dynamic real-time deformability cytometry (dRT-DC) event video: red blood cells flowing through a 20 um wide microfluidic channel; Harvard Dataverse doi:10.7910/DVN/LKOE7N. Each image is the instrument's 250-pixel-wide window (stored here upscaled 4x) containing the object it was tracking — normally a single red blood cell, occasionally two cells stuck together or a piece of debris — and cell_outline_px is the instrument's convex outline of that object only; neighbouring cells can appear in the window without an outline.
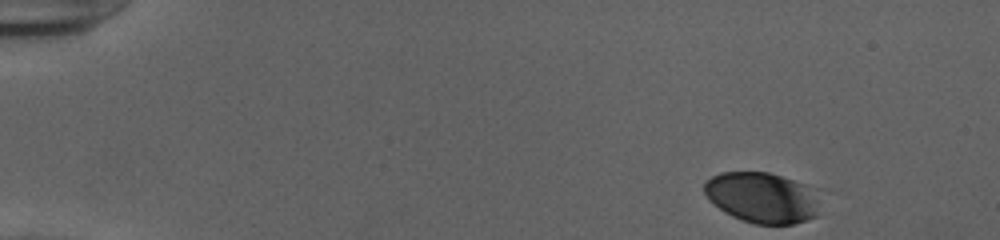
{"species": "human", "species_latin": "Homo sapiens", "temperature_condition": "cold", "stored_images_in_passage": 45, "camera_frame_rate_fps": 3000, "um_per_image_px": 0.085, "donor": {"sex": "female"}, "frame": {"image": 1, "passage_image": 1, "time_ms": 0.0, "image_size_px": [1000, 240], "cell_outline_px": [[820, 216], [792, 224], [756, 224], [732, 216], [724, 212], [708, 200], [704, 192], [704, 180], [720, 172], [768, 172], [820, 188]], "centroid_in_image_um": [64.87, 16.79], "position_along_channel_um": 20.1, "area_um2": 35.14}}
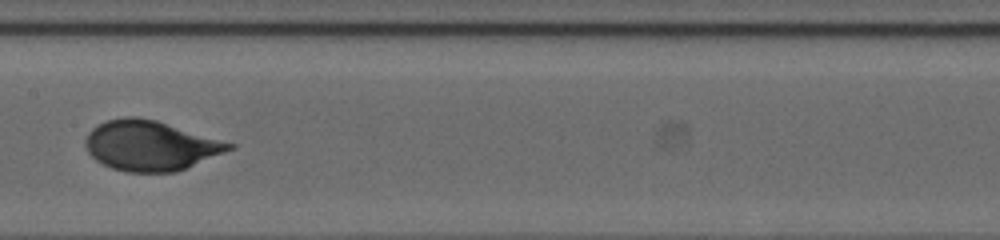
{"frame": {"image": 2, "passage_image": 24, "time_ms": 7.667, "image_size_px": [1000, 240], "cell_outline_px": [[236, 148], [176, 172], [128, 172], [112, 168], [96, 160], [88, 152], [84, 144], [84, 140], [88, 132], [92, 128], [108, 120], [124, 116], [136, 116], [156, 120], [236, 144]], "centroid_in_image_um": [12.79, 12.37], "position_along_channel_um": 194.6, "area_um2": 41.85}}
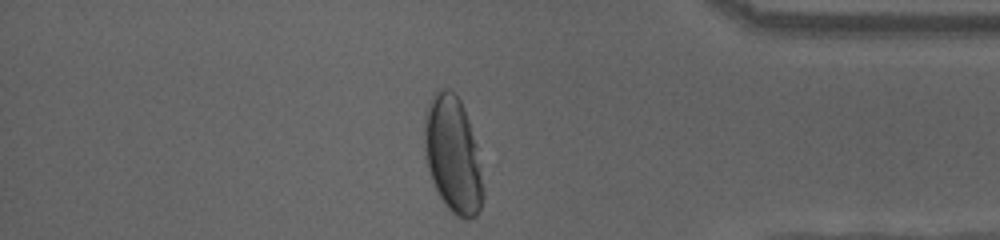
{"frame": {"image": 3, "passage_image": 41, "time_ms": 13.333, "image_size_px": [1000, 240], "cell_outline_px": [[484, 196], [480, 208], [476, 216], [468, 220], [464, 220], [456, 216], [448, 208], [440, 196], [432, 180], [424, 156], [424, 116], [428, 104], [432, 96], [436, 92], [444, 88], [448, 88], [460, 100], [464, 108], [476, 144], [484, 188]], "centroid_in_image_um": [38.49, 13.18], "position_along_channel_um": 396.7, "area_um2": 39.82}, "authors_computed_cell_mechanics": {"area_um2": 41.038, "velocity_mm_per_s": 3.9115, "shape_relaxation_time_tau1_ms": 2.9293, "shape_relaxation_time_tau2_ms": null, "deformation_change_tau1": 0.1561, "deformation_change_tau2": null}}